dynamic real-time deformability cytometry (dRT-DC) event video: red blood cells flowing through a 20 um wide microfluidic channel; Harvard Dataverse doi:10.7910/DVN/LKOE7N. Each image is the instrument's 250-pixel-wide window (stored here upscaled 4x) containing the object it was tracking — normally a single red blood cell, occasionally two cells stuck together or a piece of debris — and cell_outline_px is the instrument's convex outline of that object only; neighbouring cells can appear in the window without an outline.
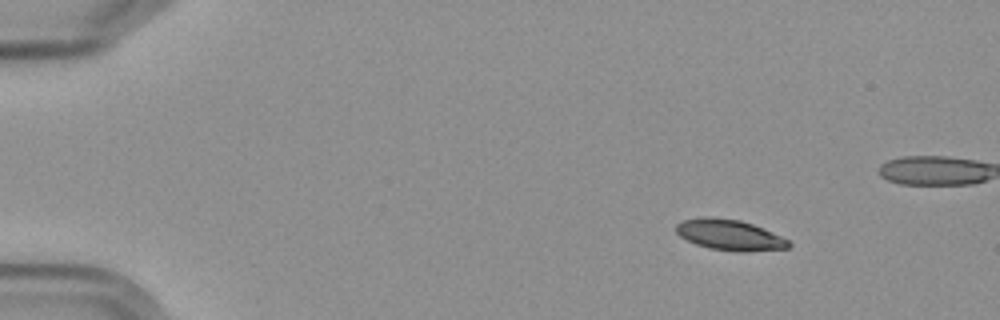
{"species": "Egyptian fruit bat (a non-hibernating species)", "species_latin": "Rousettus aegyptiacus", "temperature_condition": "cold", "stored_images_in_passage": 5, "camera_frame_rate_fps": 3000, "um_per_image_px": 0.085, "frame": {"image": 1, "passage_image": 1, "time_ms": 0.0, "image_size_px": [1000, 320], "cell_outline_px": [[792, 244], [788, 248], [744, 252], [736, 252], [708, 248], [696, 244], [680, 236], [676, 232], [676, 224], [684, 220], [704, 216], [708, 216], [740, 220], [752, 224], [780, 236], [788, 240]], "centroid_in_image_um": [62.0, 19.97], "position_along_channel_um": 23.0, "area_um2": 20.06}}